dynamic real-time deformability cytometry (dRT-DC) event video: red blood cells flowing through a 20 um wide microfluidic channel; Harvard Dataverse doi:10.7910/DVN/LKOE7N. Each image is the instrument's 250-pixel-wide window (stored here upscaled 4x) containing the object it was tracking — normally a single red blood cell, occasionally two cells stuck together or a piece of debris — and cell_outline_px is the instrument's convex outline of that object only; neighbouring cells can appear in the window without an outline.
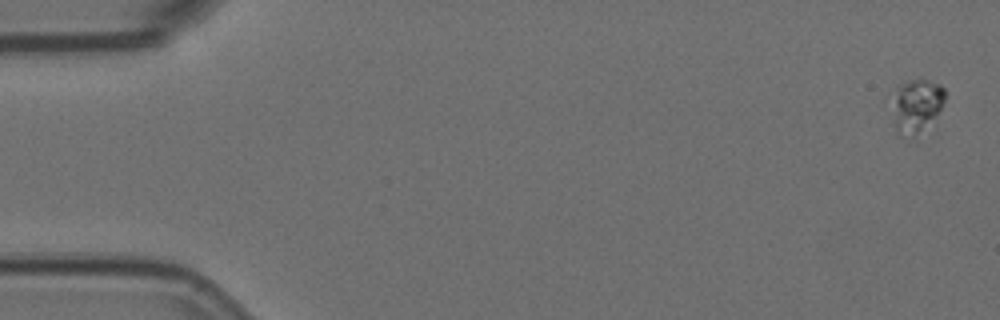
{"species": "Egyptian fruit bat (a non-hibernating species)", "species_latin": "Rousettus aegyptiacus", "temperature_condition": "room temperature", "stored_images_in_passage": 9, "camera_frame_rate_fps": 3000, "um_per_image_px": 0.085, "animal": {"sex": "female"}, "frame": {"image": 1, "passage_image": 1, "time_ms": 0.0, "image_size_px": [1000, 320], "cell_outline_px": [[944, 100], [936, 116], [912, 136], [900, 136], [896, 132], [892, 120], [896, 100], [900, 84], [908, 80], [920, 76], [940, 84], [944, 88]], "centroid_in_image_um": [77.91, 8.93], "position_along_channel_um": 7.1, "area_um2": 16.01}}
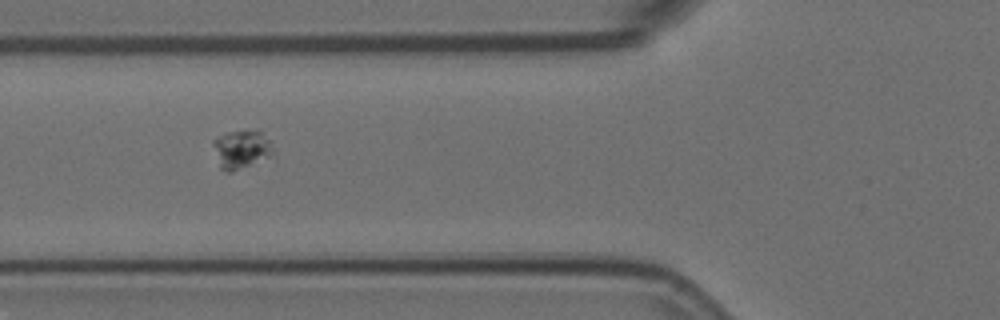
{"frame": {"image": 2, "passage_image": 7, "time_ms": 2.0, "image_size_px": [1000, 320], "cell_outline_px": [[272, 148], [268, 156], [232, 172], [224, 172], [220, 168], [212, 144], [212, 140], [228, 132], [244, 128], [256, 128], [272, 140]], "centroid_in_image_um": [20.49, 12.62], "position_along_channel_um": 105.3, "area_um2": 13.58}}
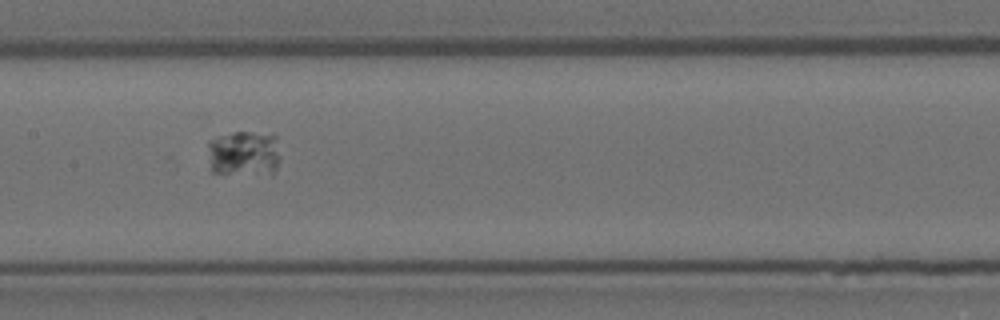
{"frame": {"image": 3, "passage_image": 9, "time_ms": 2.667, "image_size_px": [1000, 320], "cell_outline_px": [[280, 160], [272, 176], [212, 172], [208, 144], [208, 140], [220, 136], [236, 132], [252, 132], [276, 136], [280, 156]], "centroid_in_image_um": [20.79, 13.07], "position_along_channel_um": 186.6, "area_um2": 19.54}}